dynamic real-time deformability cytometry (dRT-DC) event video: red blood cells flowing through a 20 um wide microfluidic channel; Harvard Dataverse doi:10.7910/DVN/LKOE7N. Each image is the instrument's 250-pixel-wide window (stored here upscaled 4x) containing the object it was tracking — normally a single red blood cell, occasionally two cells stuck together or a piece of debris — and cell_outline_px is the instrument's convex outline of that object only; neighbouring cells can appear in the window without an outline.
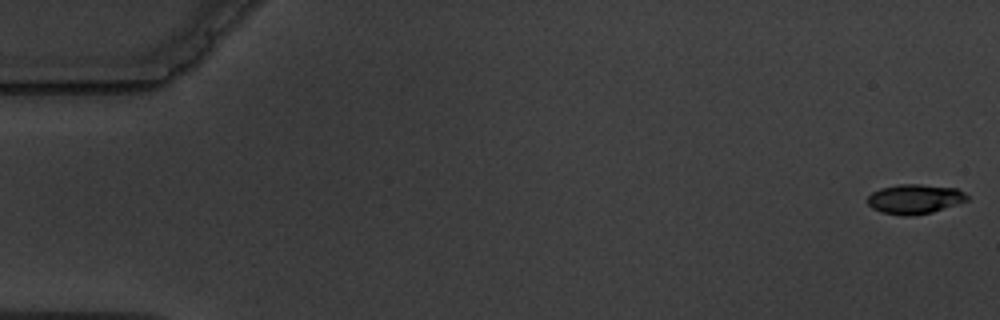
{"species": "common noctule bat (a hibernating species)", "species_latin": "Nyctalus noctula", "temperature_condition": "warm", "stored_images_in_passage": 5, "camera_frame_rate_fps": 3000, "um_per_image_px": 0.085, "animal": {"sex": "male", "body_mass_g": 19.5, "forearm_length_mm": 54.6}, "frame": {"image": 1, "passage_image": 1, "time_ms": 0.0, "image_size_px": [1000, 320], "cell_outline_px": [[968, 200], [932, 212], [912, 216], [900, 216], [884, 212], [872, 208], [868, 204], [868, 196], [872, 192], [880, 188], [900, 184], [920, 184], [956, 188], [964, 192], [968, 196]], "centroid_in_image_um": [77.74, 16.91], "position_along_channel_um": 7.3, "area_um2": 17.11}}
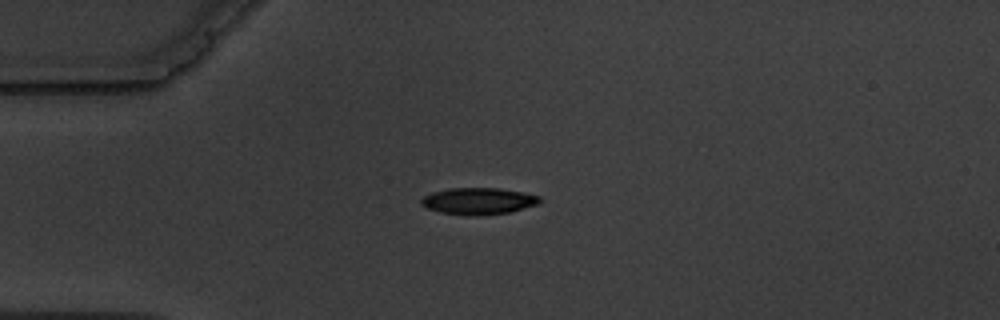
{"frame": {"image": 2, "passage_image": 5, "time_ms": 4.667, "image_size_px": [1000, 320], "cell_outline_px": [[540, 204], [512, 212], [476, 216], [468, 216], [440, 212], [428, 208], [420, 204], [420, 200], [424, 196], [432, 192], [448, 188], [500, 188], [524, 192], [540, 196]], "centroid_in_image_um": [40.69, 17.09], "position_along_channel_um": 44.3, "area_um2": 18.73}}